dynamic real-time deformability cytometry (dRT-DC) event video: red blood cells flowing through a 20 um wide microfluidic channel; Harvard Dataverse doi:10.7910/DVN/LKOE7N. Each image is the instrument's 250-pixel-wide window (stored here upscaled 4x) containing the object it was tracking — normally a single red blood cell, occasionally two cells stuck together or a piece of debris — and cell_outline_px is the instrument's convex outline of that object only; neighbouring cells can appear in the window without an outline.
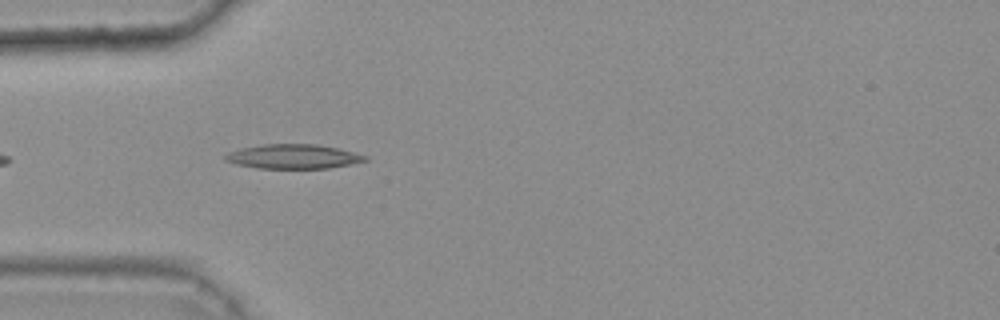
{"species": "common noctule bat (a hibernating species)", "species_latin": "Nyctalus noctula", "temperature_condition": "warm", "stored_images_in_passage": 7, "camera_frame_rate_fps": 3000, "um_per_image_px": 0.085, "animal": {"sex": "female", "body_mass_g": 25.1}, "frame": {"image": 1, "passage_image": 3, "time_ms": 0.667, "image_size_px": [1000, 320], "cell_outline_px": [[368, 160], [328, 168], [260, 168], [236, 164], [224, 160], [224, 156], [228, 152], [240, 148], [260, 144], [316, 144], [336, 148], [368, 156]], "centroid_in_image_um": [24.87, 13.29], "position_along_channel_um": 60.1, "area_um2": 19.71}}